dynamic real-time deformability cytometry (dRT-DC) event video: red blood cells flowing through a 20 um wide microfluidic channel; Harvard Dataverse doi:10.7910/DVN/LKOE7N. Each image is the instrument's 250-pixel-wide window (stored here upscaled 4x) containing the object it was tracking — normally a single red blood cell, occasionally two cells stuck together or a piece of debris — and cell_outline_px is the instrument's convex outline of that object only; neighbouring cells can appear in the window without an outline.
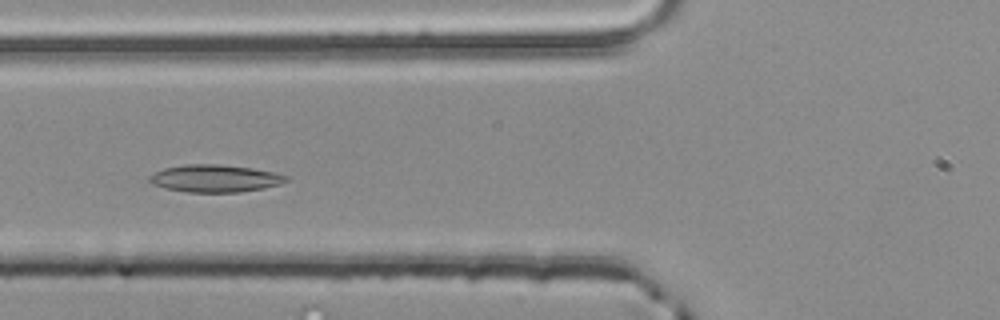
{"species": "common noctule bat (a hibernating species)", "species_latin": "Nyctalus noctula", "temperature_condition": "room temperature", "stored_images_in_passage": 6, "camera_frame_rate_fps": 3000, "um_per_image_px": 0.085, "animal": {"sex": "male", "body_mass_g": 20.4}, "frame": {"image": 1, "passage_image": 6, "time_ms": 1.667, "image_size_px": [1000, 320], "cell_outline_px": [[288, 180], [280, 184], [264, 188], [240, 192], [188, 192], [164, 188], [152, 184], [148, 180], [148, 176], [164, 168], [184, 164], [216, 164], [252, 168], [276, 172], [288, 176]], "centroid_in_image_um": [18.27, 15.16], "position_along_channel_um": 107.5, "area_um2": 21.91}}